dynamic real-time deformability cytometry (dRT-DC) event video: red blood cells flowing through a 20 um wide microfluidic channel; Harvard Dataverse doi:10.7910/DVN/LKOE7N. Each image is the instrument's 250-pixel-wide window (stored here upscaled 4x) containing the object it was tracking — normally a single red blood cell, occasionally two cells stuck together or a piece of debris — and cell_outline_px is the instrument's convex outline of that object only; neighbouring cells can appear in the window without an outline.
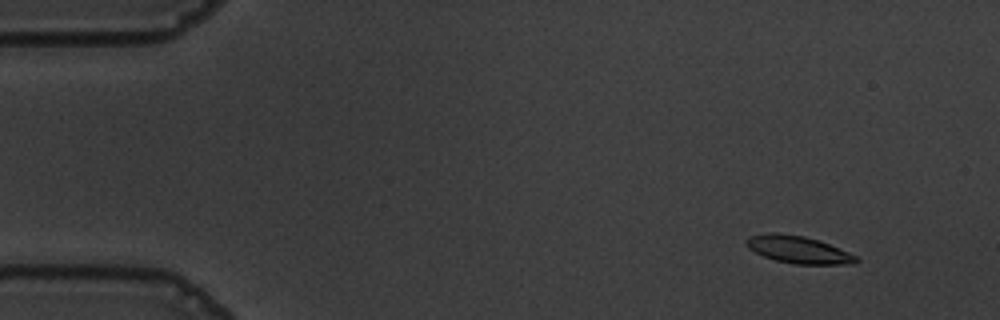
{"species": "common noctule bat (a hibernating species)", "species_latin": "Nyctalus noctula", "temperature_condition": "warm", "stored_images_in_passage": 57, "camera_frame_rate_fps": 3000, "um_per_image_px": 0.085, "animal": {"sex": "male", "body_mass_g": 19.5, "forearm_length_mm": 54.6}, "frame": {"image": 1, "passage_image": 6, "time_ms": 1.667, "image_size_px": [1000, 320], "cell_outline_px": [[860, 260], [856, 264], [792, 264], [776, 260], [764, 256], [748, 248], [748, 236], [768, 232], [776, 232], [804, 236], [820, 240], [848, 252], [856, 256]], "centroid_in_image_um": [67.89, 21.21], "position_along_channel_um": 17.1, "area_um2": 17.46}}
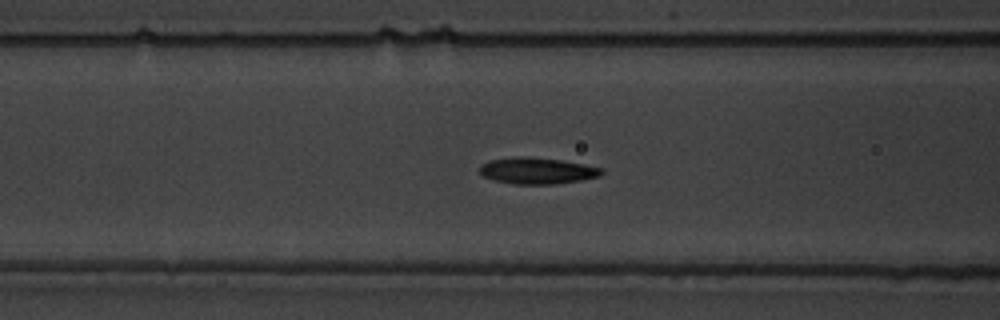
{"frame": {"image": 2, "passage_image": 23, "time_ms": 7.333, "image_size_px": [1000, 320], "cell_outline_px": [[604, 172], [600, 176], [580, 180], [556, 184], [512, 184], [492, 180], [484, 176], [480, 172], [480, 164], [488, 160], [516, 156], [528, 156], [560, 160], [584, 164], [604, 168]], "centroid_in_image_um": [45.64, 14.51], "position_along_channel_um": 121.0, "area_um2": 18.96}}
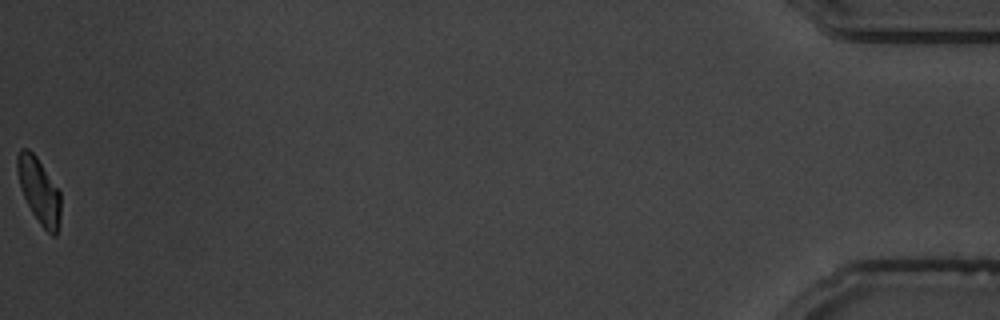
{"frame": {"image": 3, "passage_image": 57, "time_ms": 18.667, "image_size_px": [1000, 320], "cell_outline_px": [[60, 216], [56, 236], [52, 236], [40, 224], [32, 212], [24, 196], [16, 172], [16, 156], [20, 148], [28, 148], [36, 156], [60, 192]], "centroid_in_image_um": [3.3, 16.18], "position_along_channel_um": 431.9, "area_um2": 16.42}, "authors_computed_cell_mechanics": {"area_um2": 17.8602, "velocity_mm_per_s": 3.6077, "shape_relaxation_time_tau1_ms": 3.2042, "shape_relaxation_time_tau2_ms": 3.6632, "deformation_change_tau1": 0.1355, "deformation_change_tau2": 0.0782}}